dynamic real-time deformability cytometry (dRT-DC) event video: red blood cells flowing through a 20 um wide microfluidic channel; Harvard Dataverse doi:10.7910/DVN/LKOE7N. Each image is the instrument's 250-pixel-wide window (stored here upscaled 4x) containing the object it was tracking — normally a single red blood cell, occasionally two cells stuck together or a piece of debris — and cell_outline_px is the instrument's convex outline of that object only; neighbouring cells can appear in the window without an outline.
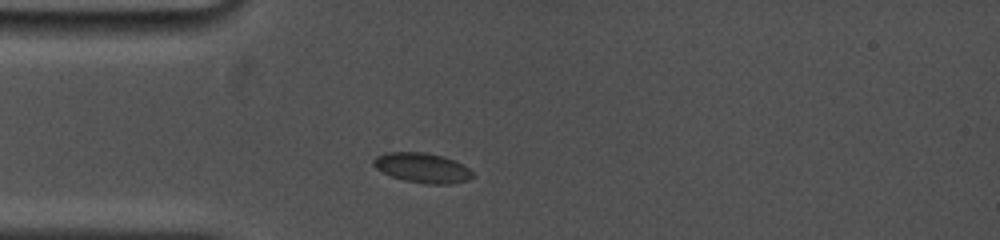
{"species": "common noctule bat (a hibernating species)", "species_latin": "Nyctalus noctula", "temperature_condition": "cold", "stored_images_in_passage": 27, "camera_frame_rate_fps": 5000, "um_per_image_px": 0.085, "animal": {"sex": "female", "body_mass_g": 19.0, "forearm_length_mm": 53.3}, "frame": {"image": 1, "passage_image": 1, "time_ms": 0.0, "image_size_px": [1000, 240], "cell_outline_px": [[472, 176], [468, 180], [452, 184], [428, 184], [404, 180], [392, 176], [376, 168], [372, 164], [372, 160], [376, 156], [384, 152], [424, 152], [440, 156], [452, 160], [468, 168], [472, 172]], "centroid_in_image_um": [35.85, 14.26], "position_along_channel_um": 49.1, "area_um2": 16.99}}
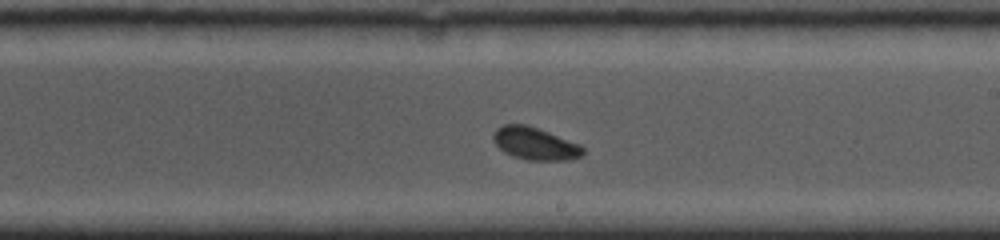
{"frame": {"image": 2, "passage_image": 14, "time_ms": 5.4, "image_size_px": [1000, 240], "cell_outline_px": [[584, 152], [580, 156], [568, 160], [528, 160], [512, 156], [504, 152], [492, 140], [492, 132], [496, 128], [504, 124], [528, 124], [580, 144], [584, 148]], "centroid_in_image_um": [45.44, 12.19], "position_along_channel_um": 243.6, "area_um2": 17.11}}
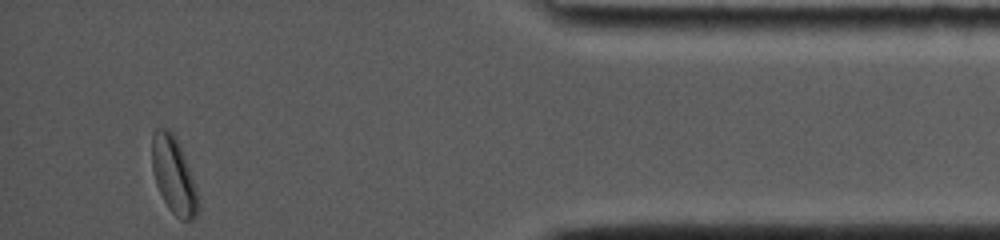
{"frame": {"image": 3, "passage_image": 27, "time_ms": 11.0, "image_size_px": [1000, 240], "cell_outline_px": [[200, 204], [196, 216], [192, 220], [180, 220], [168, 208], [156, 184], [152, 168], [152, 132], [156, 128], [168, 128], [176, 136], [184, 156], [196, 188], [200, 200]], "centroid_in_image_um": [14.76, 14.9], "position_along_channel_um": 420.4, "area_um2": 20.63}, "authors_computed_cell_mechanics": {"area_um2": 16.9354, "velocity_mm_per_s": 3.7685, "shape_relaxation_time_tau1_ms": 2.9754, "shape_relaxation_time_tau2_ms": null, "deformation_change_tau1": 0.0601, "deformation_change_tau2": null}}